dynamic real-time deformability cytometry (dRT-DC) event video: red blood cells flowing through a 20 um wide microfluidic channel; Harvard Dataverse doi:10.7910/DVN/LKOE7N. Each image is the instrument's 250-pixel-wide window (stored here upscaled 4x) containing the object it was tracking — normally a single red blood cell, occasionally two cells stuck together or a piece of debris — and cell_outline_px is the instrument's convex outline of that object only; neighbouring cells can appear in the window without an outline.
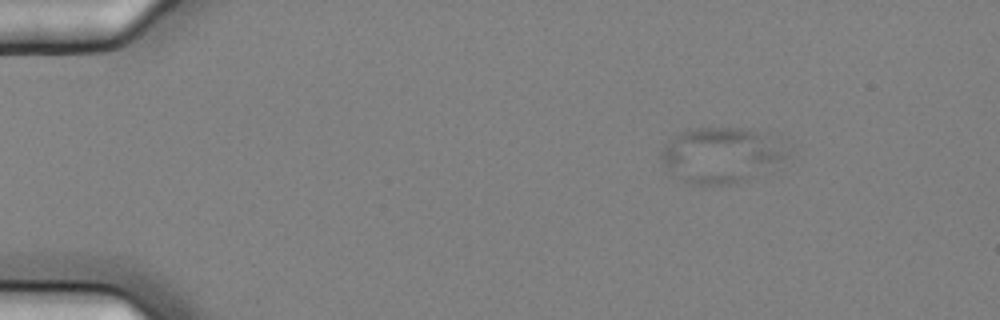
{"species": "common noctule bat (a hibernating species)", "species_latin": "Nyctalus noctula", "temperature_condition": "cold", "stored_images_in_passage": 6, "camera_frame_rate_fps": 3000, "um_per_image_px": 0.085, "animal": {"sex": "female", "body_mass_g": 25.1}, "frame": {"image": 1, "passage_image": 3, "time_ms": 0.667, "image_size_px": [1000, 320], "cell_outline_px": [[792, 148], [788, 156], [728, 184], [704, 188], [692, 184], [684, 180], [660, 156], [660, 152], [664, 144], [668, 140], [680, 132], [688, 128], [744, 128], [780, 136]], "centroid_in_image_um": [61.34, 13.1], "position_along_channel_um": 23.7, "area_um2": 40.0}}
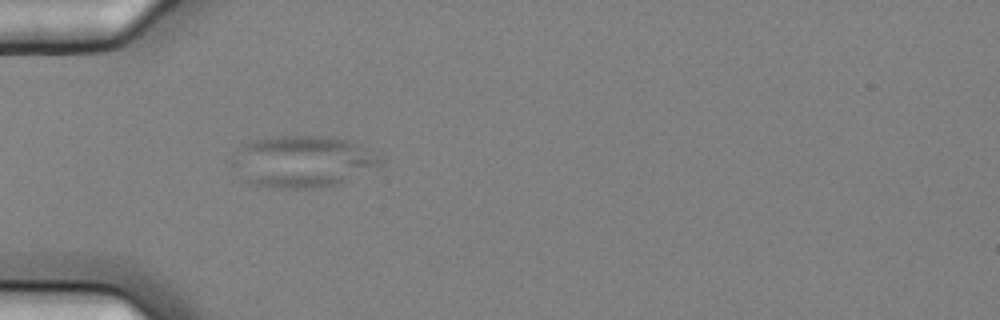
{"frame": {"image": 2, "passage_image": 6, "time_ms": 1.667, "image_size_px": [1000, 320], "cell_outline_px": [[384, 160], [380, 164], [340, 184], [312, 188], [276, 188], [256, 184], [248, 180], [228, 160], [244, 144], [252, 140], [276, 136], [332, 136], [348, 140], [356, 144]], "centroid_in_image_um": [25.69, 13.71], "position_along_channel_um": 59.3, "area_um2": 43.81}}